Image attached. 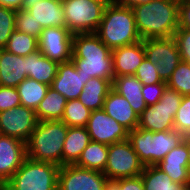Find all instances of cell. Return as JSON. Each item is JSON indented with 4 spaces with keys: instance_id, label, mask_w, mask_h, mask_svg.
I'll return each instance as SVG.
<instances>
[{
    "instance_id": "cell-1",
    "label": "cell",
    "mask_w": 190,
    "mask_h": 190,
    "mask_svg": "<svg viewBox=\"0 0 190 190\" xmlns=\"http://www.w3.org/2000/svg\"><path fill=\"white\" fill-rule=\"evenodd\" d=\"M71 61L88 80L97 77L113 83L114 71L111 50L95 33L73 34Z\"/></svg>"
},
{
    "instance_id": "cell-2",
    "label": "cell",
    "mask_w": 190,
    "mask_h": 190,
    "mask_svg": "<svg viewBox=\"0 0 190 190\" xmlns=\"http://www.w3.org/2000/svg\"><path fill=\"white\" fill-rule=\"evenodd\" d=\"M180 0H151L132 8L140 38L173 37L179 28Z\"/></svg>"
},
{
    "instance_id": "cell-3",
    "label": "cell",
    "mask_w": 190,
    "mask_h": 190,
    "mask_svg": "<svg viewBox=\"0 0 190 190\" xmlns=\"http://www.w3.org/2000/svg\"><path fill=\"white\" fill-rule=\"evenodd\" d=\"M95 34L112 51L141 41L132 8L116 3L106 5Z\"/></svg>"
},
{
    "instance_id": "cell-4",
    "label": "cell",
    "mask_w": 190,
    "mask_h": 190,
    "mask_svg": "<svg viewBox=\"0 0 190 190\" xmlns=\"http://www.w3.org/2000/svg\"><path fill=\"white\" fill-rule=\"evenodd\" d=\"M67 131L68 126L61 120L39 121L26 143L27 157L61 167Z\"/></svg>"
},
{
    "instance_id": "cell-5",
    "label": "cell",
    "mask_w": 190,
    "mask_h": 190,
    "mask_svg": "<svg viewBox=\"0 0 190 190\" xmlns=\"http://www.w3.org/2000/svg\"><path fill=\"white\" fill-rule=\"evenodd\" d=\"M183 139L175 129L152 132L137 127L128 132V140L144 166L157 165Z\"/></svg>"
},
{
    "instance_id": "cell-6",
    "label": "cell",
    "mask_w": 190,
    "mask_h": 190,
    "mask_svg": "<svg viewBox=\"0 0 190 190\" xmlns=\"http://www.w3.org/2000/svg\"><path fill=\"white\" fill-rule=\"evenodd\" d=\"M60 166L26 158L3 185L6 190H57Z\"/></svg>"
},
{
    "instance_id": "cell-7",
    "label": "cell",
    "mask_w": 190,
    "mask_h": 190,
    "mask_svg": "<svg viewBox=\"0 0 190 190\" xmlns=\"http://www.w3.org/2000/svg\"><path fill=\"white\" fill-rule=\"evenodd\" d=\"M106 5L101 0H62L66 28L72 34L95 33Z\"/></svg>"
},
{
    "instance_id": "cell-8",
    "label": "cell",
    "mask_w": 190,
    "mask_h": 190,
    "mask_svg": "<svg viewBox=\"0 0 190 190\" xmlns=\"http://www.w3.org/2000/svg\"><path fill=\"white\" fill-rule=\"evenodd\" d=\"M183 95L166 86L161 99L148 105L139 116L138 128L152 132L174 129V118L180 107Z\"/></svg>"
},
{
    "instance_id": "cell-9",
    "label": "cell",
    "mask_w": 190,
    "mask_h": 190,
    "mask_svg": "<svg viewBox=\"0 0 190 190\" xmlns=\"http://www.w3.org/2000/svg\"><path fill=\"white\" fill-rule=\"evenodd\" d=\"M144 167L128 139L108 145V161L103 173L109 180L139 176Z\"/></svg>"
},
{
    "instance_id": "cell-10",
    "label": "cell",
    "mask_w": 190,
    "mask_h": 190,
    "mask_svg": "<svg viewBox=\"0 0 190 190\" xmlns=\"http://www.w3.org/2000/svg\"><path fill=\"white\" fill-rule=\"evenodd\" d=\"M145 57L157 65L158 76L167 82L181 62L180 53L173 37L143 39Z\"/></svg>"
},
{
    "instance_id": "cell-11",
    "label": "cell",
    "mask_w": 190,
    "mask_h": 190,
    "mask_svg": "<svg viewBox=\"0 0 190 190\" xmlns=\"http://www.w3.org/2000/svg\"><path fill=\"white\" fill-rule=\"evenodd\" d=\"M38 122L35 110L20 105L0 112V134L27 143Z\"/></svg>"
},
{
    "instance_id": "cell-12",
    "label": "cell",
    "mask_w": 190,
    "mask_h": 190,
    "mask_svg": "<svg viewBox=\"0 0 190 190\" xmlns=\"http://www.w3.org/2000/svg\"><path fill=\"white\" fill-rule=\"evenodd\" d=\"M42 55L57 63L71 61L73 34L66 27L43 28L38 38Z\"/></svg>"
},
{
    "instance_id": "cell-13",
    "label": "cell",
    "mask_w": 190,
    "mask_h": 190,
    "mask_svg": "<svg viewBox=\"0 0 190 190\" xmlns=\"http://www.w3.org/2000/svg\"><path fill=\"white\" fill-rule=\"evenodd\" d=\"M107 180L103 172L63 165L59 171L57 190H104Z\"/></svg>"
},
{
    "instance_id": "cell-14",
    "label": "cell",
    "mask_w": 190,
    "mask_h": 190,
    "mask_svg": "<svg viewBox=\"0 0 190 190\" xmlns=\"http://www.w3.org/2000/svg\"><path fill=\"white\" fill-rule=\"evenodd\" d=\"M86 128L94 142L111 145L128 139L129 131L103 109L91 111Z\"/></svg>"
},
{
    "instance_id": "cell-15",
    "label": "cell",
    "mask_w": 190,
    "mask_h": 190,
    "mask_svg": "<svg viewBox=\"0 0 190 190\" xmlns=\"http://www.w3.org/2000/svg\"><path fill=\"white\" fill-rule=\"evenodd\" d=\"M27 158L26 143L0 134V186L2 187Z\"/></svg>"
},
{
    "instance_id": "cell-16",
    "label": "cell",
    "mask_w": 190,
    "mask_h": 190,
    "mask_svg": "<svg viewBox=\"0 0 190 190\" xmlns=\"http://www.w3.org/2000/svg\"><path fill=\"white\" fill-rule=\"evenodd\" d=\"M156 166L164 171L173 182L190 187L188 147L184 140L177 147L171 149Z\"/></svg>"
},
{
    "instance_id": "cell-17",
    "label": "cell",
    "mask_w": 190,
    "mask_h": 190,
    "mask_svg": "<svg viewBox=\"0 0 190 190\" xmlns=\"http://www.w3.org/2000/svg\"><path fill=\"white\" fill-rule=\"evenodd\" d=\"M87 81L88 79L81 74V70H77L73 62L69 61L59 63L56 77L50 87L67 100L79 99Z\"/></svg>"
},
{
    "instance_id": "cell-18",
    "label": "cell",
    "mask_w": 190,
    "mask_h": 190,
    "mask_svg": "<svg viewBox=\"0 0 190 190\" xmlns=\"http://www.w3.org/2000/svg\"><path fill=\"white\" fill-rule=\"evenodd\" d=\"M114 76L134 75L145 59L143 40L111 51Z\"/></svg>"
},
{
    "instance_id": "cell-19",
    "label": "cell",
    "mask_w": 190,
    "mask_h": 190,
    "mask_svg": "<svg viewBox=\"0 0 190 190\" xmlns=\"http://www.w3.org/2000/svg\"><path fill=\"white\" fill-rule=\"evenodd\" d=\"M103 110L128 131L139 125V116L123 96L111 89L104 100Z\"/></svg>"
},
{
    "instance_id": "cell-20",
    "label": "cell",
    "mask_w": 190,
    "mask_h": 190,
    "mask_svg": "<svg viewBox=\"0 0 190 190\" xmlns=\"http://www.w3.org/2000/svg\"><path fill=\"white\" fill-rule=\"evenodd\" d=\"M26 78V56L0 49V86L16 88Z\"/></svg>"
},
{
    "instance_id": "cell-21",
    "label": "cell",
    "mask_w": 190,
    "mask_h": 190,
    "mask_svg": "<svg viewBox=\"0 0 190 190\" xmlns=\"http://www.w3.org/2000/svg\"><path fill=\"white\" fill-rule=\"evenodd\" d=\"M28 11L42 28L66 27L62 0H41L31 3Z\"/></svg>"
},
{
    "instance_id": "cell-22",
    "label": "cell",
    "mask_w": 190,
    "mask_h": 190,
    "mask_svg": "<svg viewBox=\"0 0 190 190\" xmlns=\"http://www.w3.org/2000/svg\"><path fill=\"white\" fill-rule=\"evenodd\" d=\"M142 87V83L134 75L114 76L112 83V89L127 99L138 116L147 107L143 98Z\"/></svg>"
},
{
    "instance_id": "cell-23",
    "label": "cell",
    "mask_w": 190,
    "mask_h": 190,
    "mask_svg": "<svg viewBox=\"0 0 190 190\" xmlns=\"http://www.w3.org/2000/svg\"><path fill=\"white\" fill-rule=\"evenodd\" d=\"M59 63L42 55L40 50L26 56V75L28 78L51 86L56 77Z\"/></svg>"
},
{
    "instance_id": "cell-24",
    "label": "cell",
    "mask_w": 190,
    "mask_h": 190,
    "mask_svg": "<svg viewBox=\"0 0 190 190\" xmlns=\"http://www.w3.org/2000/svg\"><path fill=\"white\" fill-rule=\"evenodd\" d=\"M91 142L86 127H68L62 151V166L74 165L83 150Z\"/></svg>"
},
{
    "instance_id": "cell-25",
    "label": "cell",
    "mask_w": 190,
    "mask_h": 190,
    "mask_svg": "<svg viewBox=\"0 0 190 190\" xmlns=\"http://www.w3.org/2000/svg\"><path fill=\"white\" fill-rule=\"evenodd\" d=\"M111 89L112 84L108 80L97 77L90 78L85 83L79 100L91 111L103 109L104 100Z\"/></svg>"
},
{
    "instance_id": "cell-26",
    "label": "cell",
    "mask_w": 190,
    "mask_h": 190,
    "mask_svg": "<svg viewBox=\"0 0 190 190\" xmlns=\"http://www.w3.org/2000/svg\"><path fill=\"white\" fill-rule=\"evenodd\" d=\"M67 99L49 86L45 97L36 109L38 121L61 120Z\"/></svg>"
},
{
    "instance_id": "cell-27",
    "label": "cell",
    "mask_w": 190,
    "mask_h": 190,
    "mask_svg": "<svg viewBox=\"0 0 190 190\" xmlns=\"http://www.w3.org/2000/svg\"><path fill=\"white\" fill-rule=\"evenodd\" d=\"M108 161V145L91 141L74 164L84 169L104 172Z\"/></svg>"
},
{
    "instance_id": "cell-28",
    "label": "cell",
    "mask_w": 190,
    "mask_h": 190,
    "mask_svg": "<svg viewBox=\"0 0 190 190\" xmlns=\"http://www.w3.org/2000/svg\"><path fill=\"white\" fill-rule=\"evenodd\" d=\"M144 190H185L186 187L172 179L156 165L145 166L141 173Z\"/></svg>"
},
{
    "instance_id": "cell-29",
    "label": "cell",
    "mask_w": 190,
    "mask_h": 190,
    "mask_svg": "<svg viewBox=\"0 0 190 190\" xmlns=\"http://www.w3.org/2000/svg\"><path fill=\"white\" fill-rule=\"evenodd\" d=\"M48 88V85L28 77L16 87L21 105L35 111L42 99L45 97Z\"/></svg>"
},
{
    "instance_id": "cell-30",
    "label": "cell",
    "mask_w": 190,
    "mask_h": 190,
    "mask_svg": "<svg viewBox=\"0 0 190 190\" xmlns=\"http://www.w3.org/2000/svg\"><path fill=\"white\" fill-rule=\"evenodd\" d=\"M3 49L15 55L28 56L39 50L38 38L15 29Z\"/></svg>"
},
{
    "instance_id": "cell-31",
    "label": "cell",
    "mask_w": 190,
    "mask_h": 190,
    "mask_svg": "<svg viewBox=\"0 0 190 190\" xmlns=\"http://www.w3.org/2000/svg\"><path fill=\"white\" fill-rule=\"evenodd\" d=\"M91 110L85 107L79 99L67 100L61 121L68 127H86Z\"/></svg>"
},
{
    "instance_id": "cell-32",
    "label": "cell",
    "mask_w": 190,
    "mask_h": 190,
    "mask_svg": "<svg viewBox=\"0 0 190 190\" xmlns=\"http://www.w3.org/2000/svg\"><path fill=\"white\" fill-rule=\"evenodd\" d=\"M166 85L180 95H190V63L181 61L166 82Z\"/></svg>"
},
{
    "instance_id": "cell-33",
    "label": "cell",
    "mask_w": 190,
    "mask_h": 190,
    "mask_svg": "<svg viewBox=\"0 0 190 190\" xmlns=\"http://www.w3.org/2000/svg\"><path fill=\"white\" fill-rule=\"evenodd\" d=\"M15 23L16 30L36 38L40 37L43 30L41 24L36 22L28 10L20 9L15 11Z\"/></svg>"
},
{
    "instance_id": "cell-34",
    "label": "cell",
    "mask_w": 190,
    "mask_h": 190,
    "mask_svg": "<svg viewBox=\"0 0 190 190\" xmlns=\"http://www.w3.org/2000/svg\"><path fill=\"white\" fill-rule=\"evenodd\" d=\"M15 24V10L0 6V49L6 46Z\"/></svg>"
},
{
    "instance_id": "cell-35",
    "label": "cell",
    "mask_w": 190,
    "mask_h": 190,
    "mask_svg": "<svg viewBox=\"0 0 190 190\" xmlns=\"http://www.w3.org/2000/svg\"><path fill=\"white\" fill-rule=\"evenodd\" d=\"M174 129L183 136L190 135V95L183 96L174 118Z\"/></svg>"
},
{
    "instance_id": "cell-36",
    "label": "cell",
    "mask_w": 190,
    "mask_h": 190,
    "mask_svg": "<svg viewBox=\"0 0 190 190\" xmlns=\"http://www.w3.org/2000/svg\"><path fill=\"white\" fill-rule=\"evenodd\" d=\"M157 65L151 63L146 57L137 68L134 76L142 83V85L166 83L158 76Z\"/></svg>"
},
{
    "instance_id": "cell-37",
    "label": "cell",
    "mask_w": 190,
    "mask_h": 190,
    "mask_svg": "<svg viewBox=\"0 0 190 190\" xmlns=\"http://www.w3.org/2000/svg\"><path fill=\"white\" fill-rule=\"evenodd\" d=\"M173 38L176 41L181 61L190 63V30L179 27Z\"/></svg>"
},
{
    "instance_id": "cell-38",
    "label": "cell",
    "mask_w": 190,
    "mask_h": 190,
    "mask_svg": "<svg viewBox=\"0 0 190 190\" xmlns=\"http://www.w3.org/2000/svg\"><path fill=\"white\" fill-rule=\"evenodd\" d=\"M20 105V97L16 88L0 86V112Z\"/></svg>"
},
{
    "instance_id": "cell-39",
    "label": "cell",
    "mask_w": 190,
    "mask_h": 190,
    "mask_svg": "<svg viewBox=\"0 0 190 190\" xmlns=\"http://www.w3.org/2000/svg\"><path fill=\"white\" fill-rule=\"evenodd\" d=\"M166 83L143 85L142 94L146 105H153L161 99Z\"/></svg>"
},
{
    "instance_id": "cell-40",
    "label": "cell",
    "mask_w": 190,
    "mask_h": 190,
    "mask_svg": "<svg viewBox=\"0 0 190 190\" xmlns=\"http://www.w3.org/2000/svg\"><path fill=\"white\" fill-rule=\"evenodd\" d=\"M179 27L190 30V0L179 2Z\"/></svg>"
},
{
    "instance_id": "cell-41",
    "label": "cell",
    "mask_w": 190,
    "mask_h": 190,
    "mask_svg": "<svg viewBox=\"0 0 190 190\" xmlns=\"http://www.w3.org/2000/svg\"><path fill=\"white\" fill-rule=\"evenodd\" d=\"M121 190H144L141 175L136 177L121 178Z\"/></svg>"
},
{
    "instance_id": "cell-42",
    "label": "cell",
    "mask_w": 190,
    "mask_h": 190,
    "mask_svg": "<svg viewBox=\"0 0 190 190\" xmlns=\"http://www.w3.org/2000/svg\"><path fill=\"white\" fill-rule=\"evenodd\" d=\"M23 0H0V6L15 11L22 9Z\"/></svg>"
},
{
    "instance_id": "cell-43",
    "label": "cell",
    "mask_w": 190,
    "mask_h": 190,
    "mask_svg": "<svg viewBox=\"0 0 190 190\" xmlns=\"http://www.w3.org/2000/svg\"><path fill=\"white\" fill-rule=\"evenodd\" d=\"M151 0H116V4L133 8L134 6H138L141 4L149 3Z\"/></svg>"
},
{
    "instance_id": "cell-44",
    "label": "cell",
    "mask_w": 190,
    "mask_h": 190,
    "mask_svg": "<svg viewBox=\"0 0 190 190\" xmlns=\"http://www.w3.org/2000/svg\"><path fill=\"white\" fill-rule=\"evenodd\" d=\"M104 190H121V178L117 180H107Z\"/></svg>"
},
{
    "instance_id": "cell-45",
    "label": "cell",
    "mask_w": 190,
    "mask_h": 190,
    "mask_svg": "<svg viewBox=\"0 0 190 190\" xmlns=\"http://www.w3.org/2000/svg\"><path fill=\"white\" fill-rule=\"evenodd\" d=\"M41 0H23L22 9L28 10L31 7V3H37Z\"/></svg>"
},
{
    "instance_id": "cell-46",
    "label": "cell",
    "mask_w": 190,
    "mask_h": 190,
    "mask_svg": "<svg viewBox=\"0 0 190 190\" xmlns=\"http://www.w3.org/2000/svg\"><path fill=\"white\" fill-rule=\"evenodd\" d=\"M186 142V145L188 147V155H189V166H190V135L184 136L183 139Z\"/></svg>"
},
{
    "instance_id": "cell-47",
    "label": "cell",
    "mask_w": 190,
    "mask_h": 190,
    "mask_svg": "<svg viewBox=\"0 0 190 190\" xmlns=\"http://www.w3.org/2000/svg\"><path fill=\"white\" fill-rule=\"evenodd\" d=\"M102 2H104L105 4H113L116 2V0H101Z\"/></svg>"
}]
</instances>
